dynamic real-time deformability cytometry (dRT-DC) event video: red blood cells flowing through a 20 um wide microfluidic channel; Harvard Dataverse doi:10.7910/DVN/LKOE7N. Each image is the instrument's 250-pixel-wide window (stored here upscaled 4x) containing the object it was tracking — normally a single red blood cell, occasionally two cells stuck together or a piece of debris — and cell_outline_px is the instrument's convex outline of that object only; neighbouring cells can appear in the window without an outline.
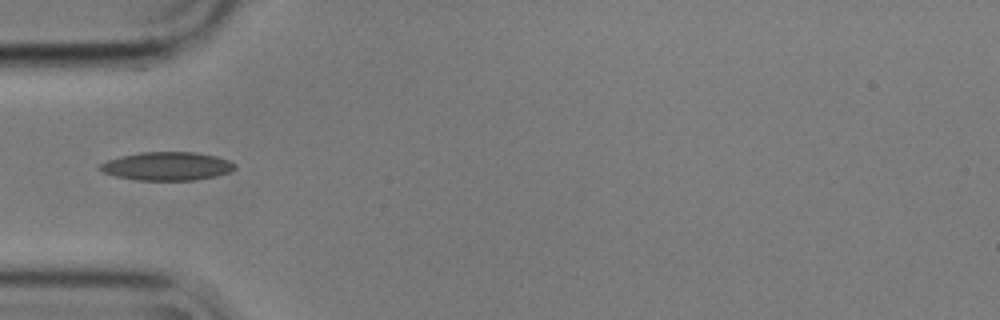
{"species": "common noctule bat (a hibernating species)", "species_latin": "Nyctalus noctula", "temperature_condition": "cold", "stored_images_in_passage": 3, "camera_frame_rate_fps": 3000, "um_per_image_px": 0.085, "animal": {"sex": "male", "body_mass_g": 17.9}, "frame": {"image": 1, "passage_image": 2, "time_ms": 0.333, "image_size_px": [1000, 320], "cell_outline_px": [[236, 168], [228, 172], [216, 176], [196, 180], [136, 180], [116, 176], [104, 172], [96, 168], [100, 164], [108, 160], [120, 156], [140, 152], [196, 152], [216, 156], [228, 160], [236, 164]], "centroid_in_image_um": [14.19, 14.12], "position_along_channel_um": 70.8, "area_um2": 22.37}}
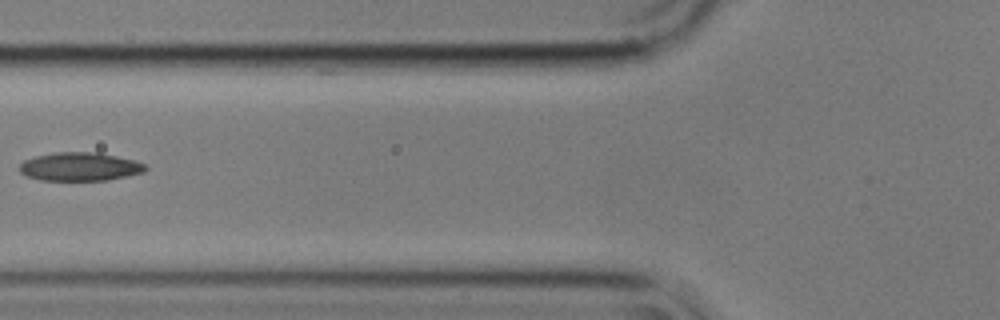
{"frame": {"image": 2, "passage_image": 3, "time_ms": 0.667, "image_size_px": [1000, 320], "cell_outline_px": [[148, 168], [144, 172], [108, 180], [40, 180], [28, 176], [20, 172], [20, 164], [24, 160], [36, 156], [56, 152], [96, 152], [136, 160], [144, 164]], "centroid_in_image_um": [6.81, 14.16], "position_along_channel_um": 119.0, "area_um2": 20.81}}